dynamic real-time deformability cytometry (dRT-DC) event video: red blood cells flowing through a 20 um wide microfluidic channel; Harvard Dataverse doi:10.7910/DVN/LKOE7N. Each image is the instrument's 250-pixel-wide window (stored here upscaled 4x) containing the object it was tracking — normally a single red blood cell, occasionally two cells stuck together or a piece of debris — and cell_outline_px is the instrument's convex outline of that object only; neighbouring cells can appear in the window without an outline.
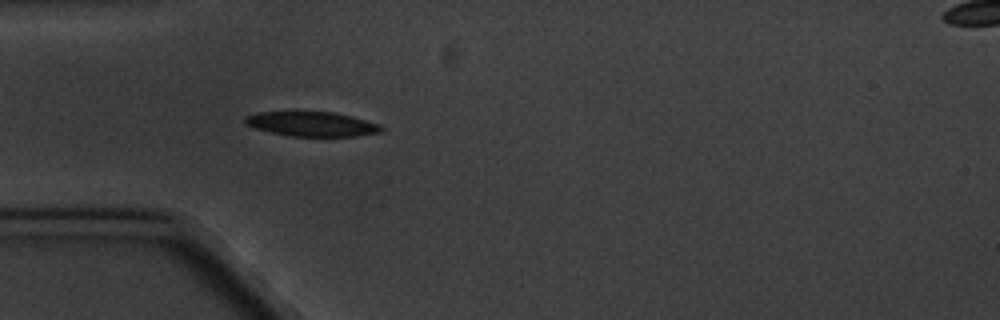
{"species": "common noctule bat (a hibernating species)", "species_latin": "Nyctalus noctula", "temperature_condition": "cold", "stored_images_in_passage": 2, "camera_frame_rate_fps": 3000, "um_per_image_px": 0.085, "animal": {"sex": "male", "body_mass_g": 20.1, "forearm_length_mm": 53.5}, "frame": {"image": 1, "passage_image": 2, "time_ms": 1.0, "image_size_px": [1000, 320], "cell_outline_px": [[384, 128], [380, 132], [356, 136], [288, 136], [256, 128], [244, 124], [244, 116], [260, 112], [332, 112], [352, 116], [380, 124]], "centroid_in_image_um": [26.51, 10.54], "position_along_channel_um": 58.5, "area_um2": 19.42}}